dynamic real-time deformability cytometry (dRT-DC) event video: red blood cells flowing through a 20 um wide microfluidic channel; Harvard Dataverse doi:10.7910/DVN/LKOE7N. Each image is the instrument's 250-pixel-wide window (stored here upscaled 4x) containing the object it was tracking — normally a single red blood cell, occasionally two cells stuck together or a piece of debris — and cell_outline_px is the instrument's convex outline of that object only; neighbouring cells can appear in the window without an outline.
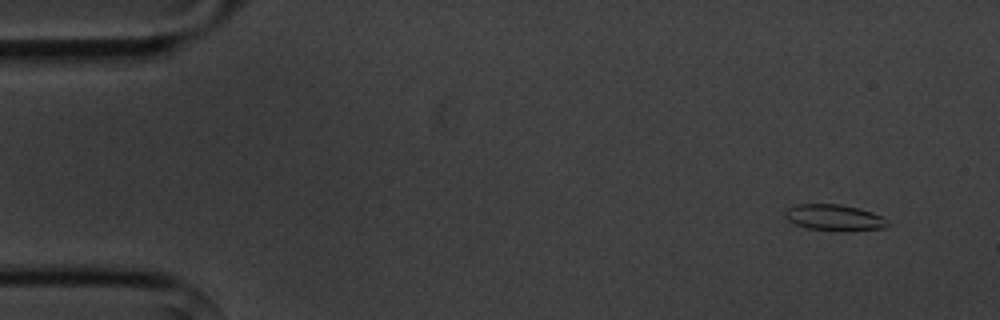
{"species": "common noctule bat (a hibernating species)", "species_latin": "Nyctalus noctula", "temperature_condition": "cold", "stored_images_in_passage": 4, "camera_frame_rate_fps": 3000, "um_per_image_px": 0.085, "animal": {"sex": "male", "body_mass_g": 20.1, "forearm_length_mm": 53.5}, "frame": {"image": 1, "passage_image": 1, "time_ms": 0.0, "image_size_px": [1000, 320], "cell_outline_px": [[888, 224], [884, 228], [848, 232], [840, 232], [808, 228], [796, 224], [788, 220], [784, 216], [784, 212], [788, 208], [796, 204], [840, 204], [872, 212], [888, 220]], "centroid_in_image_um": [70.91, 18.51], "position_along_channel_um": 14.1, "area_um2": 15.78}}